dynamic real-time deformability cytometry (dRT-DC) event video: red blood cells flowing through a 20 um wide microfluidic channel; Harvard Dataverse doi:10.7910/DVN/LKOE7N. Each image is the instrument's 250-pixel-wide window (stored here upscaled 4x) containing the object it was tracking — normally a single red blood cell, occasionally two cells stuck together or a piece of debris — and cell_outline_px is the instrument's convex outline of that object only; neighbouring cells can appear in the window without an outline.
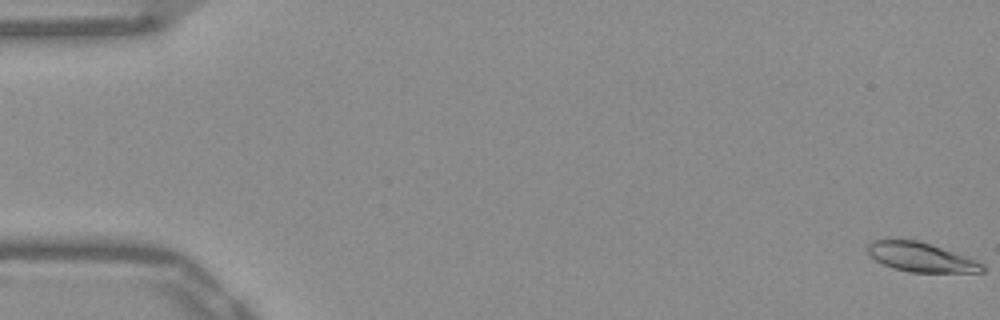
{"species": "Egyptian fruit bat (a non-hibernating species)", "species_latin": "Rousettus aegyptiacus", "temperature_condition": "warm", "stored_images_in_passage": 53, "camera_frame_rate_fps": 3000, "um_per_image_px": 0.085, "frame": {"image": 1, "passage_image": 1, "time_ms": 0.0, "image_size_px": [1000, 320], "cell_outline_px": [[984, 272], [908, 272], [892, 268], [876, 260], [868, 252], [868, 244], [872, 240], [888, 236], [892, 236], [920, 240], [932, 244], [976, 260], [984, 264]], "centroid_in_image_um": [78.21, 21.8], "position_along_channel_um": 6.8, "area_um2": 20.17}}
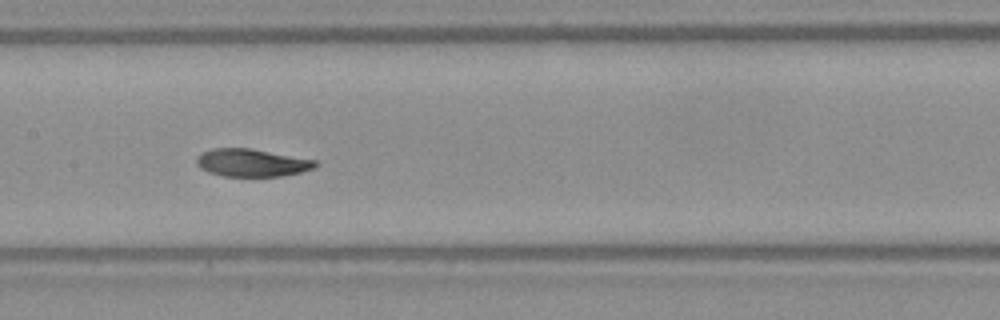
{"frame": {"image": 2, "passage_image": 27, "time_ms": 8.667, "image_size_px": [1000, 320], "cell_outline_px": [[320, 164], [316, 168], [300, 172], [280, 176], [224, 176], [208, 172], [200, 168], [196, 164], [196, 156], [212, 148], [248, 148], [316, 160]], "centroid_in_image_um": [21.4, 13.83], "position_along_channel_um": 186.0, "area_um2": 19.13}}
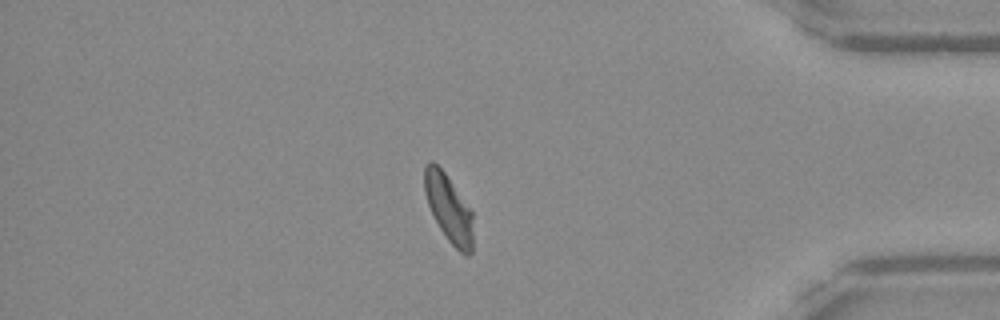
{"frame": {"image": 3, "passage_image": 46, "time_ms": 15.0, "image_size_px": [1000, 320], "cell_outline_px": [[472, 252], [468, 256], [464, 256], [448, 240], [440, 228], [428, 204], [424, 192], [424, 168], [428, 160], [432, 160], [444, 172], [472, 212]], "centroid_in_image_um": [38.13, 17.71], "position_along_channel_um": 397.1, "area_um2": 18.79}, "authors_computed_cell_mechanics": {"area_um2": 19.4786, "velocity_mm_per_s": 3.8607, "shape_relaxation_time_tau1_ms": 4.6626, "shape_relaxation_time_tau2_ms": 1.2144, "deformation_change_tau1": 0.1751, "deformation_change_tau2": 0.0537}}